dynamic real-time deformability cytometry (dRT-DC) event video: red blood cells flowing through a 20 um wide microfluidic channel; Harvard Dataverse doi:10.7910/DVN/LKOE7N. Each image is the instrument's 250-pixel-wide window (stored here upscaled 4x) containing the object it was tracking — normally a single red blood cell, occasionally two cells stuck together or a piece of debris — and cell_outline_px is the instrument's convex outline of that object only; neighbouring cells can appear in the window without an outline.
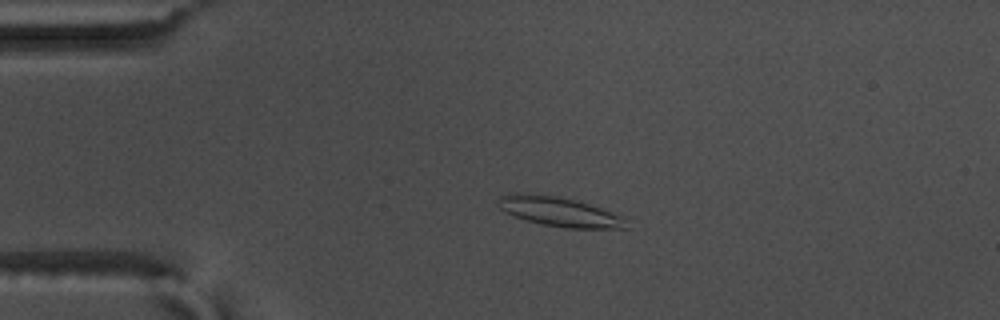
{"species": "common noctule bat (a hibernating species)", "species_latin": "Nyctalus noctula", "temperature_condition": "warm", "stored_images_in_passage": 56, "camera_frame_rate_fps": 3000, "um_per_image_px": 0.085, "animal": {"sex": "male", "body_mass_g": 17.5, "forearm_length_mm": 52.3}, "frame": {"image": 1, "passage_image": 13, "time_ms": 4.0, "image_size_px": [1000, 320], "cell_outline_px": [[628, 228], [564, 228], [544, 224], [528, 220], [504, 212], [496, 204], [500, 196], [512, 192], [516, 192], [556, 196], [576, 200], [628, 216]], "centroid_in_image_um": [47.61, 17.99], "position_along_channel_um": 37.4, "area_um2": 22.25}}
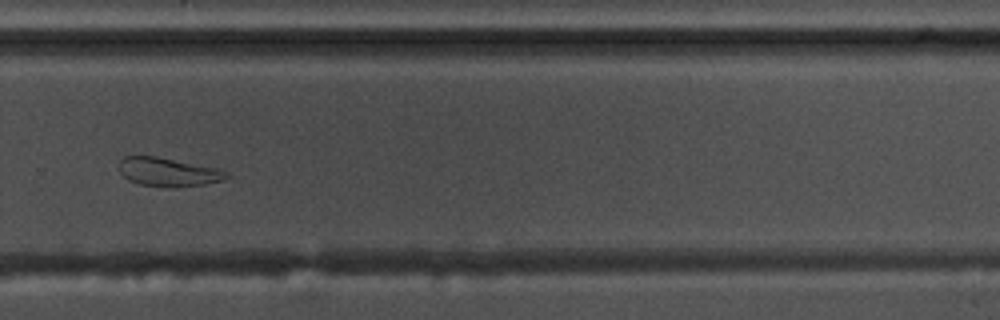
{"frame": {"image": 2, "passage_image": 39, "time_ms": 12.667, "image_size_px": [1000, 320], "cell_outline_px": [[228, 176], [224, 180], [204, 184], [176, 188], [140, 184], [128, 180], [120, 172], [120, 160], [124, 156], [156, 156], [220, 168], [228, 172]], "centroid_in_image_um": [14.33, 14.62], "position_along_channel_um": 315.5, "area_um2": 18.03}}
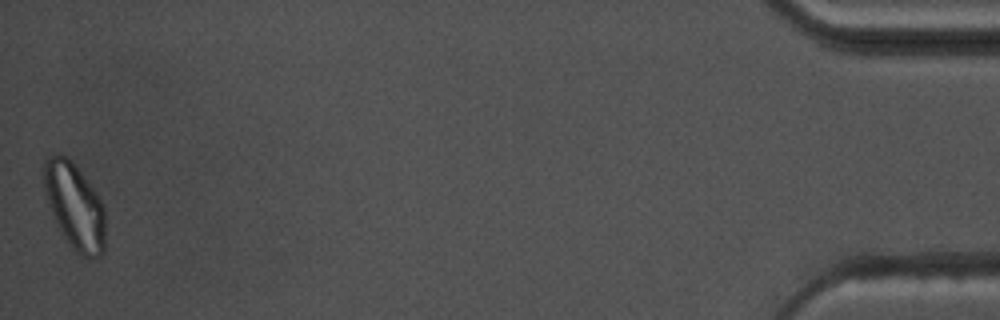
{"frame": {"image": 3, "passage_image": 56, "time_ms": 18.333, "image_size_px": [1000, 320], "cell_outline_px": [[104, 252], [100, 256], [80, 256], [68, 244], [56, 224], [48, 204], [44, 192], [44, 160], [52, 156], [64, 156], [80, 172], [96, 192], [104, 204]], "centroid_in_image_um": [6.34, 17.57], "position_along_channel_um": 428.9, "area_um2": 30.29}, "authors_computed_cell_mechanics": {"area_um2": 21.0103, "velocity_mm_per_s": 3.6467, "shape_relaxation_time_tau1_ms": null, "shape_relaxation_time_tau2_ms": 6.3553, "deformation_change_tau1": null, "deformation_change_tau2": 0.1381}}